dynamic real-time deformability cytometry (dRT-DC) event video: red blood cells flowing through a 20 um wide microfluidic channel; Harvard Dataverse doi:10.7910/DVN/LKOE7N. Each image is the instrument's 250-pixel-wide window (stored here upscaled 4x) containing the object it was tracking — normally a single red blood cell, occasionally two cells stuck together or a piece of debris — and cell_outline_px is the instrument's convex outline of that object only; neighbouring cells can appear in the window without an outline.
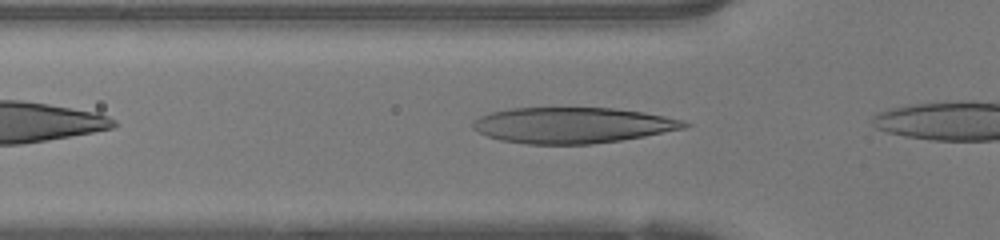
{"species": "human", "species_latin": "Homo sapiens", "temperature_condition": "warm", "stored_images_in_passage": 4, "camera_frame_rate_fps": 3000, "um_per_image_px": 0.085, "donor": {"sex": "female"}, "frame": {"image": 1, "passage_image": 2, "time_ms": 0.333, "image_size_px": [1000, 240], "cell_outline_px": [[692, 124], [684, 128], [644, 136], [620, 140], [592, 144], [528, 144], [500, 140], [488, 136], [472, 128], [472, 120], [488, 112], [512, 108], [612, 108], [644, 112], [684, 120]], "centroid_in_image_um": [48.64, 10.64], "position_along_channel_um": 77.2, "area_um2": 44.1}}